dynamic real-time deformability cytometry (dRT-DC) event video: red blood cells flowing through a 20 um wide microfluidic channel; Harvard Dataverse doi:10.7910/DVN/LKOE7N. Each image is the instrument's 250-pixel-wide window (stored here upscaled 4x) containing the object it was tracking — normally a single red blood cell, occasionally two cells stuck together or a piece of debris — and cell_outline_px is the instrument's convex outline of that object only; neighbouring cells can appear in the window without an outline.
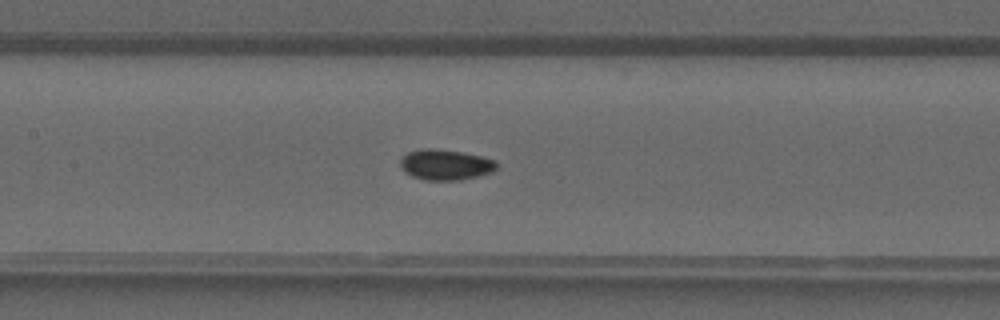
{"species": "common noctule bat (a hibernating species)", "species_latin": "Nyctalus noctula", "temperature_condition": "warm", "stored_images_in_passage": 40, "camera_frame_rate_fps": 3000, "um_per_image_px": 0.085, "animal": {"sex": "male", "forearm_length_mm": 52.5}, "frame": {"image": 1, "passage_image": 19, "time_ms": 6.0, "image_size_px": [1000, 320], "cell_outline_px": [[496, 168], [492, 172], [460, 180], [424, 180], [412, 176], [400, 168], [400, 160], [408, 152], [424, 148], [432, 148], [460, 152], [480, 156], [496, 160]], "centroid_in_image_um": [37.84, 14.0], "position_along_channel_um": 169.6, "area_um2": 16.99}}
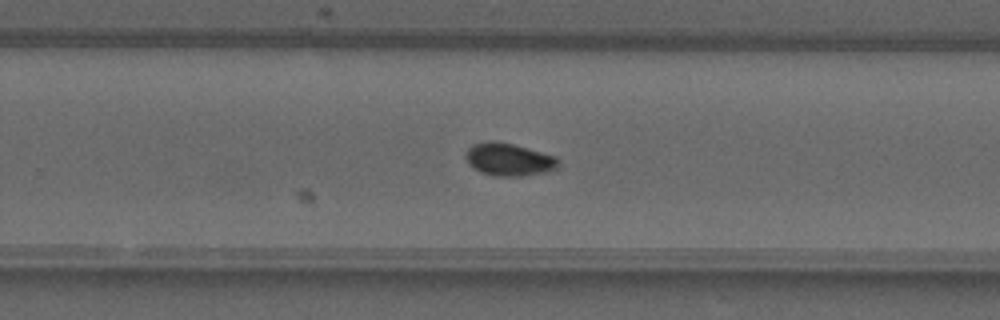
{"frame": {"image": 2, "passage_image": 26, "time_ms": 8.333, "image_size_px": [1000, 320], "cell_outline_px": [[556, 168], [544, 172], [520, 176], [496, 176], [480, 172], [468, 164], [468, 148], [472, 144], [488, 140], [492, 140], [512, 144], [556, 156]], "centroid_in_image_um": [43.21, 13.55], "position_along_channel_um": 286.6, "area_um2": 17.22}}
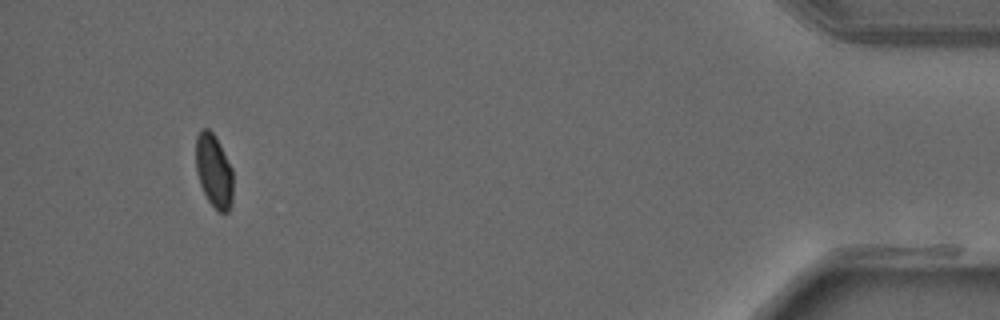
{"frame": {"image": 3, "passage_image": 38, "time_ms": 12.333, "image_size_px": [1000, 320], "cell_outline_px": [[232, 204], [228, 212], [220, 212], [208, 200], [200, 184], [196, 172], [196, 136], [204, 128], [208, 128], [216, 136], [232, 168]], "centroid_in_image_um": [18.18, 14.51], "position_along_channel_um": 417.0, "area_um2": 15.84}}